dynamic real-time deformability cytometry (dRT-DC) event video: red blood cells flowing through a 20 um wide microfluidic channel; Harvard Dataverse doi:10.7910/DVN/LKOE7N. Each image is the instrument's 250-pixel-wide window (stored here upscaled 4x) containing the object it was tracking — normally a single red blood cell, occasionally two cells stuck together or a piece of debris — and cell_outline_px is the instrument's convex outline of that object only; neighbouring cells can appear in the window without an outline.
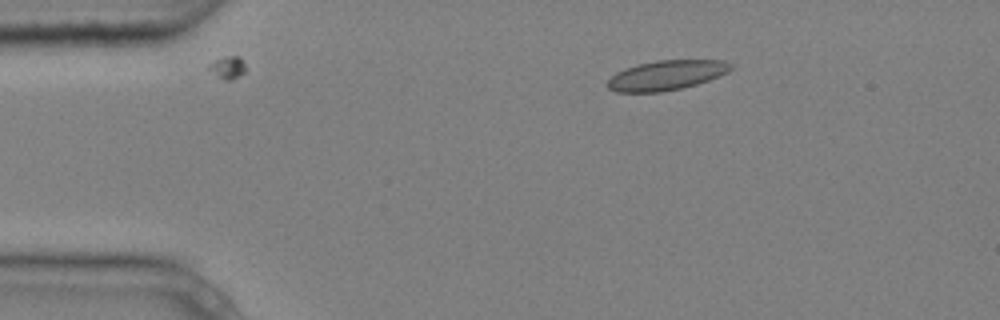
{"species": "common noctule bat (a hibernating species)", "species_latin": "Nyctalus noctula", "temperature_condition": "cold", "stored_images_in_passage": 4, "camera_frame_rate_fps": 3000, "um_per_image_px": 0.085, "animal": {"sex": "male", "body_mass_g": 20.4}, "frame": {"image": 1, "passage_image": 1, "time_ms": 0.0, "image_size_px": [1000, 320], "cell_outline_px": [[732, 68], [728, 72], [708, 80], [696, 84], [680, 88], [660, 92], [616, 92], [608, 88], [604, 84], [616, 72], [624, 68], [636, 64], [656, 60], [724, 60], [732, 64]], "centroid_in_image_um": [56.6, 6.39], "position_along_channel_um": 28.4, "area_um2": 21.44}}
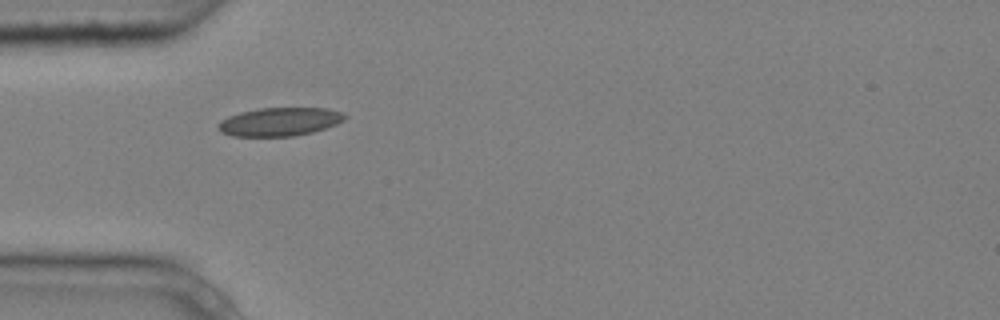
{"frame": {"image": 2, "passage_image": 3, "time_ms": 0.667, "image_size_px": [1000, 320], "cell_outline_px": [[348, 116], [344, 120], [336, 124], [312, 132], [292, 136], [232, 136], [220, 132], [216, 124], [220, 120], [228, 116], [240, 112], [260, 108], [328, 108], [340, 112]], "centroid_in_image_um": [23.73, 10.34], "position_along_channel_um": 61.3, "area_um2": 20.98}}
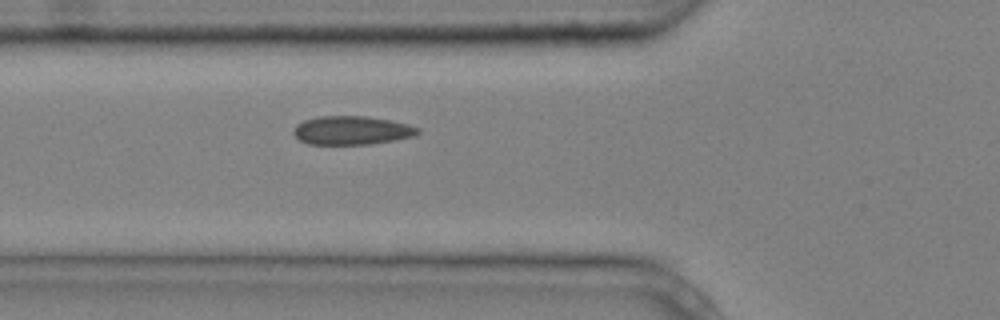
{"frame": {"image": 3, "passage_image": 4, "time_ms": 1.0, "image_size_px": [1000, 320], "cell_outline_px": [[420, 132], [416, 136], [396, 140], [372, 144], [308, 144], [300, 140], [292, 132], [296, 124], [304, 120], [320, 116], [368, 116], [408, 124], [420, 128]], "centroid_in_image_um": [29.92, 11.08], "position_along_channel_um": 95.9, "area_um2": 20.87}}